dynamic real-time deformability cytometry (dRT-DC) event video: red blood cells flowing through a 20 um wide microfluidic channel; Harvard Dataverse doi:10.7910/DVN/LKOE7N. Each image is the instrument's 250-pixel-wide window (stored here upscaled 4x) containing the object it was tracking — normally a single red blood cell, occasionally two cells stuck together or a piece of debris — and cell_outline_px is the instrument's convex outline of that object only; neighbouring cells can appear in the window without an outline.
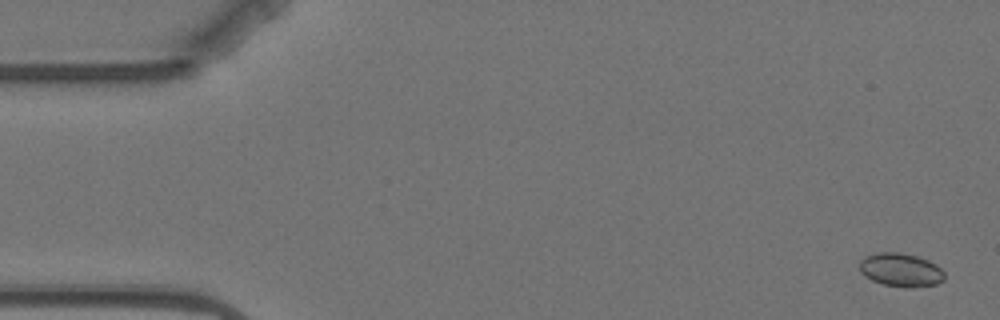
{"species": "Egyptian fruit bat (a non-hibernating species)", "species_latin": "Rousettus aegyptiacus", "temperature_condition": "warm", "stored_images_in_passage": 5, "camera_frame_rate_fps": 3000, "um_per_image_px": 0.085, "animal": {"sex": "female"}, "frame": {"image": 1, "passage_image": 1, "time_ms": 0.0, "image_size_px": [1000, 320], "cell_outline_px": [[944, 280], [936, 284], [908, 288], [884, 284], [872, 280], [864, 276], [860, 272], [860, 260], [864, 256], [880, 252], [900, 252], [916, 256], [928, 260], [936, 264], [944, 272]], "centroid_in_image_um": [76.56, 22.94], "position_along_channel_um": 8.4, "area_um2": 16.59}}
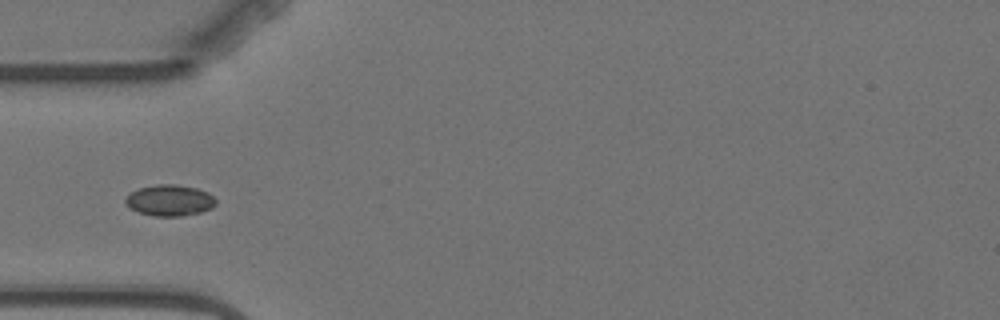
{"frame": {"image": 2, "passage_image": 5, "time_ms": 5.333, "image_size_px": [1000, 320], "cell_outline_px": [[216, 204], [212, 208], [200, 212], [184, 216], [152, 216], [136, 212], [124, 204], [124, 200], [136, 188], [156, 184], [176, 184], [196, 188], [208, 192], [216, 200]], "centroid_in_image_um": [14.39, 17.03], "position_along_channel_um": 70.6, "area_um2": 16.65}}